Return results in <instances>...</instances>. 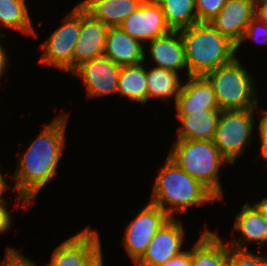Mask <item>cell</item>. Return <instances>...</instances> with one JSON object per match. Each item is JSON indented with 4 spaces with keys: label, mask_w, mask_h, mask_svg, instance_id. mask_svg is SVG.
<instances>
[{
    "label": "cell",
    "mask_w": 267,
    "mask_h": 266,
    "mask_svg": "<svg viewBox=\"0 0 267 266\" xmlns=\"http://www.w3.org/2000/svg\"><path fill=\"white\" fill-rule=\"evenodd\" d=\"M7 59H8V56H7L6 50L0 43V79L2 78L1 76L5 74L7 66L9 65V62H8L9 60Z\"/></svg>",
    "instance_id": "e575fe53"
},
{
    "label": "cell",
    "mask_w": 267,
    "mask_h": 266,
    "mask_svg": "<svg viewBox=\"0 0 267 266\" xmlns=\"http://www.w3.org/2000/svg\"><path fill=\"white\" fill-rule=\"evenodd\" d=\"M143 64L121 66L117 87L122 97L140 104L147 103V69Z\"/></svg>",
    "instance_id": "7402d4cb"
},
{
    "label": "cell",
    "mask_w": 267,
    "mask_h": 266,
    "mask_svg": "<svg viewBox=\"0 0 267 266\" xmlns=\"http://www.w3.org/2000/svg\"><path fill=\"white\" fill-rule=\"evenodd\" d=\"M263 34V36H266L267 38V23L260 21L256 16L250 21L248 24L246 31L240 40V42L236 45V50L238 51V48L241 46L243 42L246 40H250L253 38V41H256V43L261 40L259 35ZM263 38V37H262ZM265 38V37H264ZM258 40V41H257ZM263 41V40H262ZM261 41V42H262ZM259 41V43H261ZM258 43V44H259ZM267 42L265 41V44ZM263 44V43H262Z\"/></svg>",
    "instance_id": "83f0119b"
},
{
    "label": "cell",
    "mask_w": 267,
    "mask_h": 266,
    "mask_svg": "<svg viewBox=\"0 0 267 266\" xmlns=\"http://www.w3.org/2000/svg\"><path fill=\"white\" fill-rule=\"evenodd\" d=\"M226 2L227 0H195L198 22H210Z\"/></svg>",
    "instance_id": "4316f807"
},
{
    "label": "cell",
    "mask_w": 267,
    "mask_h": 266,
    "mask_svg": "<svg viewBox=\"0 0 267 266\" xmlns=\"http://www.w3.org/2000/svg\"><path fill=\"white\" fill-rule=\"evenodd\" d=\"M263 114L259 117V124H258V130H259V137H260V143H261V158L263 160L267 159V109L264 111L261 109L260 113Z\"/></svg>",
    "instance_id": "f546056e"
},
{
    "label": "cell",
    "mask_w": 267,
    "mask_h": 266,
    "mask_svg": "<svg viewBox=\"0 0 267 266\" xmlns=\"http://www.w3.org/2000/svg\"><path fill=\"white\" fill-rule=\"evenodd\" d=\"M144 0H83L79 4L108 27L119 26Z\"/></svg>",
    "instance_id": "44dd1931"
},
{
    "label": "cell",
    "mask_w": 267,
    "mask_h": 266,
    "mask_svg": "<svg viewBox=\"0 0 267 266\" xmlns=\"http://www.w3.org/2000/svg\"><path fill=\"white\" fill-rule=\"evenodd\" d=\"M120 71L121 66L108 57L101 56L82 63L71 74L82 78L90 99L117 93Z\"/></svg>",
    "instance_id": "8fae6325"
},
{
    "label": "cell",
    "mask_w": 267,
    "mask_h": 266,
    "mask_svg": "<svg viewBox=\"0 0 267 266\" xmlns=\"http://www.w3.org/2000/svg\"><path fill=\"white\" fill-rule=\"evenodd\" d=\"M229 246L208 228L191 248V266H227Z\"/></svg>",
    "instance_id": "ffe728a7"
},
{
    "label": "cell",
    "mask_w": 267,
    "mask_h": 266,
    "mask_svg": "<svg viewBox=\"0 0 267 266\" xmlns=\"http://www.w3.org/2000/svg\"><path fill=\"white\" fill-rule=\"evenodd\" d=\"M5 205L7 201H0V234L7 232L12 224L11 215Z\"/></svg>",
    "instance_id": "1f68e13d"
},
{
    "label": "cell",
    "mask_w": 267,
    "mask_h": 266,
    "mask_svg": "<svg viewBox=\"0 0 267 266\" xmlns=\"http://www.w3.org/2000/svg\"><path fill=\"white\" fill-rule=\"evenodd\" d=\"M165 161L153 183L151 203L174 218L176 212L183 213L189 207L218 201L204 185L192 178L168 156Z\"/></svg>",
    "instance_id": "7a4b0ae2"
},
{
    "label": "cell",
    "mask_w": 267,
    "mask_h": 266,
    "mask_svg": "<svg viewBox=\"0 0 267 266\" xmlns=\"http://www.w3.org/2000/svg\"><path fill=\"white\" fill-rule=\"evenodd\" d=\"M119 27L142 44L171 31L157 0H144L134 12L123 20Z\"/></svg>",
    "instance_id": "9c48e42d"
},
{
    "label": "cell",
    "mask_w": 267,
    "mask_h": 266,
    "mask_svg": "<svg viewBox=\"0 0 267 266\" xmlns=\"http://www.w3.org/2000/svg\"><path fill=\"white\" fill-rule=\"evenodd\" d=\"M204 77L212 85L221 111L257 108L255 79L237 57Z\"/></svg>",
    "instance_id": "5b68a950"
},
{
    "label": "cell",
    "mask_w": 267,
    "mask_h": 266,
    "mask_svg": "<svg viewBox=\"0 0 267 266\" xmlns=\"http://www.w3.org/2000/svg\"><path fill=\"white\" fill-rule=\"evenodd\" d=\"M161 266H191V248L186 251H182L180 254Z\"/></svg>",
    "instance_id": "4dcf8cb0"
},
{
    "label": "cell",
    "mask_w": 267,
    "mask_h": 266,
    "mask_svg": "<svg viewBox=\"0 0 267 266\" xmlns=\"http://www.w3.org/2000/svg\"><path fill=\"white\" fill-rule=\"evenodd\" d=\"M101 245L83 262L81 266H103Z\"/></svg>",
    "instance_id": "d6a6232c"
},
{
    "label": "cell",
    "mask_w": 267,
    "mask_h": 266,
    "mask_svg": "<svg viewBox=\"0 0 267 266\" xmlns=\"http://www.w3.org/2000/svg\"><path fill=\"white\" fill-rule=\"evenodd\" d=\"M254 110H224L220 113L213 143L231 165L252 141Z\"/></svg>",
    "instance_id": "8992f818"
},
{
    "label": "cell",
    "mask_w": 267,
    "mask_h": 266,
    "mask_svg": "<svg viewBox=\"0 0 267 266\" xmlns=\"http://www.w3.org/2000/svg\"><path fill=\"white\" fill-rule=\"evenodd\" d=\"M227 266H267V255L229 247Z\"/></svg>",
    "instance_id": "484cf974"
},
{
    "label": "cell",
    "mask_w": 267,
    "mask_h": 266,
    "mask_svg": "<svg viewBox=\"0 0 267 266\" xmlns=\"http://www.w3.org/2000/svg\"><path fill=\"white\" fill-rule=\"evenodd\" d=\"M233 231L238 232L241 239H233L229 247L247 250L246 243H259L258 249L267 243V220L260 209L253 203L246 202L241 211L235 216ZM245 243V244H244Z\"/></svg>",
    "instance_id": "2e32d148"
},
{
    "label": "cell",
    "mask_w": 267,
    "mask_h": 266,
    "mask_svg": "<svg viewBox=\"0 0 267 266\" xmlns=\"http://www.w3.org/2000/svg\"><path fill=\"white\" fill-rule=\"evenodd\" d=\"M0 266H36L35 262L29 260L15 248H7L5 257Z\"/></svg>",
    "instance_id": "f1b7e54d"
},
{
    "label": "cell",
    "mask_w": 267,
    "mask_h": 266,
    "mask_svg": "<svg viewBox=\"0 0 267 266\" xmlns=\"http://www.w3.org/2000/svg\"><path fill=\"white\" fill-rule=\"evenodd\" d=\"M171 30H181L198 23L195 0H157Z\"/></svg>",
    "instance_id": "d4e9b609"
},
{
    "label": "cell",
    "mask_w": 267,
    "mask_h": 266,
    "mask_svg": "<svg viewBox=\"0 0 267 266\" xmlns=\"http://www.w3.org/2000/svg\"><path fill=\"white\" fill-rule=\"evenodd\" d=\"M170 218L165 211L149 201L127 225L123 244L134 264L142 258L158 229Z\"/></svg>",
    "instance_id": "ba28073f"
},
{
    "label": "cell",
    "mask_w": 267,
    "mask_h": 266,
    "mask_svg": "<svg viewBox=\"0 0 267 266\" xmlns=\"http://www.w3.org/2000/svg\"><path fill=\"white\" fill-rule=\"evenodd\" d=\"M255 16L260 21L267 23V0H256Z\"/></svg>",
    "instance_id": "836d02e7"
},
{
    "label": "cell",
    "mask_w": 267,
    "mask_h": 266,
    "mask_svg": "<svg viewBox=\"0 0 267 266\" xmlns=\"http://www.w3.org/2000/svg\"><path fill=\"white\" fill-rule=\"evenodd\" d=\"M179 73L163 68L152 67L147 70V102L149 98L166 101L174 96L176 103L182 83Z\"/></svg>",
    "instance_id": "603a6c76"
},
{
    "label": "cell",
    "mask_w": 267,
    "mask_h": 266,
    "mask_svg": "<svg viewBox=\"0 0 267 266\" xmlns=\"http://www.w3.org/2000/svg\"><path fill=\"white\" fill-rule=\"evenodd\" d=\"M255 13L256 0H227L210 24L237 45Z\"/></svg>",
    "instance_id": "4fadbf2b"
},
{
    "label": "cell",
    "mask_w": 267,
    "mask_h": 266,
    "mask_svg": "<svg viewBox=\"0 0 267 266\" xmlns=\"http://www.w3.org/2000/svg\"><path fill=\"white\" fill-rule=\"evenodd\" d=\"M145 46L128 35L121 27H109L104 56L119 66L140 64L145 61Z\"/></svg>",
    "instance_id": "ac0fdd59"
},
{
    "label": "cell",
    "mask_w": 267,
    "mask_h": 266,
    "mask_svg": "<svg viewBox=\"0 0 267 266\" xmlns=\"http://www.w3.org/2000/svg\"><path fill=\"white\" fill-rule=\"evenodd\" d=\"M31 20L26 0H0V27L37 37ZM4 36L0 31V37Z\"/></svg>",
    "instance_id": "cb8c5ba5"
},
{
    "label": "cell",
    "mask_w": 267,
    "mask_h": 266,
    "mask_svg": "<svg viewBox=\"0 0 267 266\" xmlns=\"http://www.w3.org/2000/svg\"><path fill=\"white\" fill-rule=\"evenodd\" d=\"M100 245V234L88 226L59 244L48 266H81Z\"/></svg>",
    "instance_id": "5bb4252c"
},
{
    "label": "cell",
    "mask_w": 267,
    "mask_h": 266,
    "mask_svg": "<svg viewBox=\"0 0 267 266\" xmlns=\"http://www.w3.org/2000/svg\"><path fill=\"white\" fill-rule=\"evenodd\" d=\"M177 114L219 109L212 85L204 76H188L175 103Z\"/></svg>",
    "instance_id": "e0dca14e"
},
{
    "label": "cell",
    "mask_w": 267,
    "mask_h": 266,
    "mask_svg": "<svg viewBox=\"0 0 267 266\" xmlns=\"http://www.w3.org/2000/svg\"><path fill=\"white\" fill-rule=\"evenodd\" d=\"M69 116L60 115L45 125L24 153L21 154L14 174L17 202L29 207L38 192L57 176V165L66 143V126ZM30 203V204H29Z\"/></svg>",
    "instance_id": "6da1fadb"
},
{
    "label": "cell",
    "mask_w": 267,
    "mask_h": 266,
    "mask_svg": "<svg viewBox=\"0 0 267 266\" xmlns=\"http://www.w3.org/2000/svg\"><path fill=\"white\" fill-rule=\"evenodd\" d=\"M168 157L204 185L218 200L222 198L220 166L229 162L213 141L177 139Z\"/></svg>",
    "instance_id": "277c9868"
},
{
    "label": "cell",
    "mask_w": 267,
    "mask_h": 266,
    "mask_svg": "<svg viewBox=\"0 0 267 266\" xmlns=\"http://www.w3.org/2000/svg\"><path fill=\"white\" fill-rule=\"evenodd\" d=\"M149 44L150 58L155 64L154 67L176 73L186 68L188 77L185 47L179 30H171L151 40Z\"/></svg>",
    "instance_id": "9a60e30c"
},
{
    "label": "cell",
    "mask_w": 267,
    "mask_h": 266,
    "mask_svg": "<svg viewBox=\"0 0 267 266\" xmlns=\"http://www.w3.org/2000/svg\"><path fill=\"white\" fill-rule=\"evenodd\" d=\"M108 29L81 6V28L73 52V71L86 61L104 56Z\"/></svg>",
    "instance_id": "7c38bea8"
},
{
    "label": "cell",
    "mask_w": 267,
    "mask_h": 266,
    "mask_svg": "<svg viewBox=\"0 0 267 266\" xmlns=\"http://www.w3.org/2000/svg\"><path fill=\"white\" fill-rule=\"evenodd\" d=\"M262 212L264 218L267 220V197L262 198L260 202L254 203Z\"/></svg>",
    "instance_id": "8d00e7d4"
},
{
    "label": "cell",
    "mask_w": 267,
    "mask_h": 266,
    "mask_svg": "<svg viewBox=\"0 0 267 266\" xmlns=\"http://www.w3.org/2000/svg\"><path fill=\"white\" fill-rule=\"evenodd\" d=\"M186 53L188 76H205L236 57V44L210 22L179 30Z\"/></svg>",
    "instance_id": "3957f363"
},
{
    "label": "cell",
    "mask_w": 267,
    "mask_h": 266,
    "mask_svg": "<svg viewBox=\"0 0 267 266\" xmlns=\"http://www.w3.org/2000/svg\"><path fill=\"white\" fill-rule=\"evenodd\" d=\"M81 28V5L64 18V23L41 44L39 62L65 72H73V52Z\"/></svg>",
    "instance_id": "52a82bcc"
},
{
    "label": "cell",
    "mask_w": 267,
    "mask_h": 266,
    "mask_svg": "<svg viewBox=\"0 0 267 266\" xmlns=\"http://www.w3.org/2000/svg\"><path fill=\"white\" fill-rule=\"evenodd\" d=\"M185 230L178 218H170L155 233L146 252L135 266H161L184 251Z\"/></svg>",
    "instance_id": "30bf717a"
},
{
    "label": "cell",
    "mask_w": 267,
    "mask_h": 266,
    "mask_svg": "<svg viewBox=\"0 0 267 266\" xmlns=\"http://www.w3.org/2000/svg\"><path fill=\"white\" fill-rule=\"evenodd\" d=\"M220 113V109H207L177 114L182 124L178 129L177 139L213 141Z\"/></svg>",
    "instance_id": "d6986e66"
},
{
    "label": "cell",
    "mask_w": 267,
    "mask_h": 266,
    "mask_svg": "<svg viewBox=\"0 0 267 266\" xmlns=\"http://www.w3.org/2000/svg\"><path fill=\"white\" fill-rule=\"evenodd\" d=\"M10 186L7 185V182L5 178L3 177V174L1 173L0 169V201H6L2 198L4 192L9 188Z\"/></svg>",
    "instance_id": "d590c367"
}]
</instances>
